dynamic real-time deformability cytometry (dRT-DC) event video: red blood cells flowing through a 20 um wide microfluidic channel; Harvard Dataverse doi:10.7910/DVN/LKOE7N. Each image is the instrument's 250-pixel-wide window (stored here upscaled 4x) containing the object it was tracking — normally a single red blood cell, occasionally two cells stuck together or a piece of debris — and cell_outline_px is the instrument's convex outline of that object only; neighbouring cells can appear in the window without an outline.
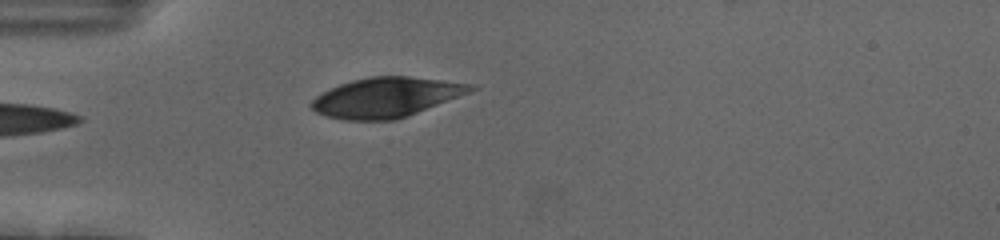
{"species": "human", "species_latin": "Homo sapiens", "temperature_condition": "cold", "stored_images_in_passage": 40, "camera_frame_rate_fps": 3000, "um_per_image_px": 0.085, "donor": {"sex": "female"}, "frame": {"image": 1, "passage_image": 1, "time_ms": 0.0, "image_size_px": [1000, 240], "cell_outline_px": [[480, 88], [408, 116], [396, 120], [344, 120], [328, 116], [316, 112], [312, 108], [312, 100], [316, 96], [340, 84], [352, 80], [372, 76], [408, 76], [476, 84]], "centroid_in_image_um": [32.87, 8.27], "position_along_channel_um": 52.1, "area_um2": 36.7}}
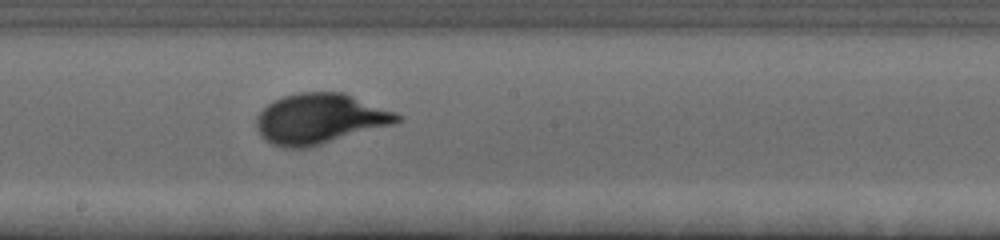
{"frame": {"image": 2, "passage_image": 16, "time_ms": 5.0, "image_size_px": [1000, 240], "cell_outline_px": [[404, 120], [392, 124], [308, 148], [284, 148], [272, 144], [264, 140], [260, 136], [256, 128], [256, 116], [272, 100], [284, 96], [300, 92], [344, 92], [396, 112], [404, 116]], "centroid_in_image_um": [27.17, 10.09], "position_along_channel_um": 221.0, "area_um2": 41.44}}
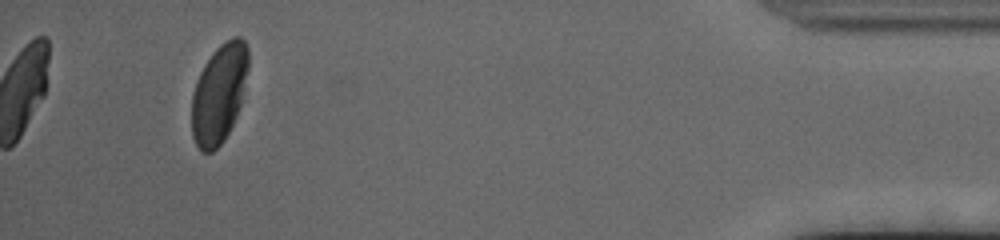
{"frame": {"image": 3, "passage_image": 37, "time_ms": 12.0, "image_size_px": [1000, 240], "cell_outline_px": [[248, 68], [240, 104], [236, 116], [224, 140], [212, 152], [200, 152], [192, 136], [192, 96], [196, 80], [204, 64], [212, 52], [220, 44], [232, 36], [240, 36], [244, 40], [248, 48]], "centroid_in_image_um": [18.61, 7.93], "position_along_channel_um": 416.6, "area_um2": 32.66}, "authors_computed_cell_mechanics": {"area_um2": 39.0439, "velocity_mm_per_s": 3.6485, "shape_relaxation_time_tau1_ms": 2.2288, "shape_relaxation_time_tau2_ms": null, "deformation_change_tau1": 0.1316, "deformation_change_tau2": null}}